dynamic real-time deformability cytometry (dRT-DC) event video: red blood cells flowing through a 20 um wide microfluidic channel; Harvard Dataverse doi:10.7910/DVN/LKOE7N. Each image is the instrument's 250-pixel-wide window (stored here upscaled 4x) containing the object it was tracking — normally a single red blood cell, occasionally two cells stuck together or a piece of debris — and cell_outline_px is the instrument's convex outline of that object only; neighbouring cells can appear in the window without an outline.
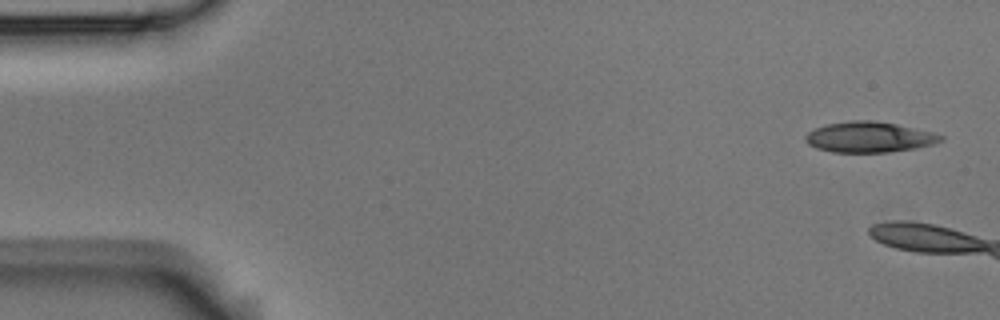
{"species": "Egyptian fruit bat (a non-hibernating species)", "species_latin": "Rousettus aegyptiacus", "temperature_condition": "room temperature", "stored_images_in_passage": 3, "camera_frame_rate_fps": 3000, "um_per_image_px": 0.085, "animal": {"sex": "male"}, "frame": {"image": 1, "passage_image": 1, "time_ms": 0.0, "image_size_px": [1000, 320], "cell_outline_px": [[944, 140], [936, 144], [916, 148], [888, 152], [832, 152], [816, 148], [808, 144], [804, 140], [804, 136], [808, 132], [816, 128], [828, 124], [852, 120], [872, 120], [896, 124], [932, 132], [944, 136]], "centroid_in_image_um": [73.89, 11.66], "position_along_channel_um": 11.1, "area_um2": 24.16}}